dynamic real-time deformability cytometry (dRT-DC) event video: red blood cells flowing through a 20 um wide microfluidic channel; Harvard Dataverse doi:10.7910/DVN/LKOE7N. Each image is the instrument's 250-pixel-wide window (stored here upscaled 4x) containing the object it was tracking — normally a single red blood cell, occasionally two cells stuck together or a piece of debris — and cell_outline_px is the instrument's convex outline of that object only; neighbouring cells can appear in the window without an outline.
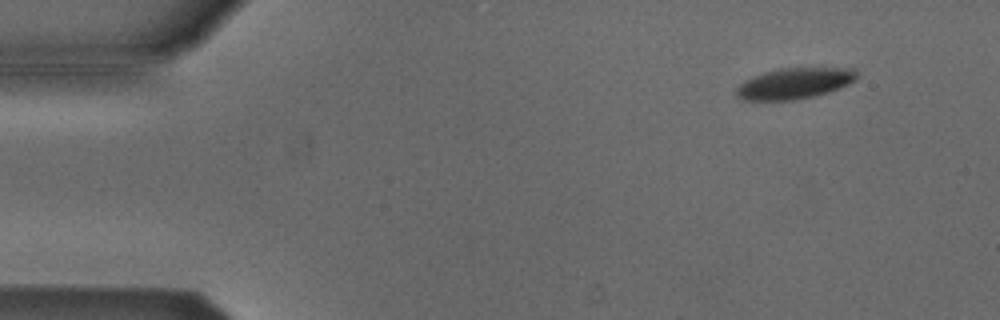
{"species": "Egyptian fruit bat (a non-hibernating species)", "species_latin": "Rousettus aegyptiacus", "temperature_condition": "cold", "stored_images_in_passage": 5, "segment_of_instrument_passage": [2, 2], "camera_frame_rate_fps": 3000, "um_per_image_px": 0.085, "animal": {"sex": "male"}, "frame": {"image": 1, "passage_image": 5, "time_ms": 5.0, "image_size_px": [1000, 320], "cell_outline_px": [[856, 80], [848, 84], [828, 92], [812, 96], [792, 100], [740, 100], [736, 96], [736, 88], [744, 80], [752, 76], [776, 68], [852, 68], [856, 72]], "centroid_in_image_um": [67.47, 7.08], "position_along_channel_um": 17.5, "area_um2": 21.68}}